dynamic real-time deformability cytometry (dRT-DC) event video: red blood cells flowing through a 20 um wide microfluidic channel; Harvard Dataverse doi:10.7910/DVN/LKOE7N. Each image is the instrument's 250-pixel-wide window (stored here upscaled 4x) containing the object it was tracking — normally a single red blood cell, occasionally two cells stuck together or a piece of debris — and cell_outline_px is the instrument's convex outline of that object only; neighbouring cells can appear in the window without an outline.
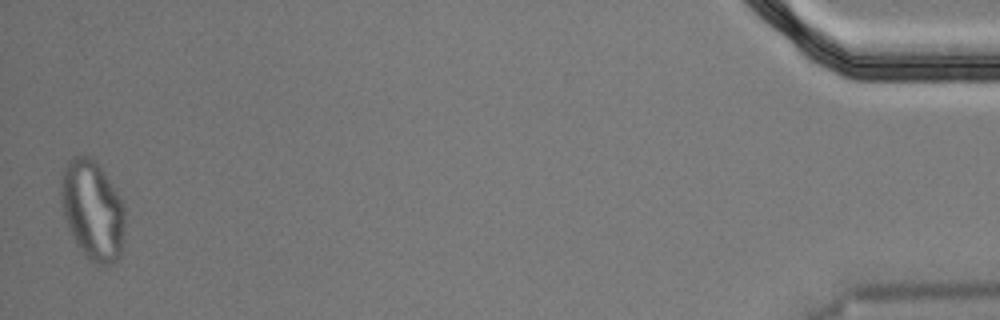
{"species": "Egyptian fruit bat (a non-hibernating species)", "species_latin": "Rousettus aegyptiacus", "temperature_condition": "cold", "stored_images_in_passage": 47, "segment_of_instrument_passage": [2, 2], "camera_frame_rate_fps": 3000, "um_per_image_px": 0.085, "animal": {"sex": "male"}, "frame": {"image": 1, "passage_image": 46, "time_ms": 15.0, "image_size_px": [1000, 320], "cell_outline_px": [[124, 224], [120, 256], [116, 260], [108, 264], [100, 264], [92, 260], [76, 244], [72, 236], [64, 216], [60, 192], [60, 180], [64, 168], [68, 160], [72, 156], [92, 156], [120, 196], [124, 204]], "centroid_in_image_um": [7.85, 17.81], "position_along_channel_um": 427.4, "area_um2": 36.7}}